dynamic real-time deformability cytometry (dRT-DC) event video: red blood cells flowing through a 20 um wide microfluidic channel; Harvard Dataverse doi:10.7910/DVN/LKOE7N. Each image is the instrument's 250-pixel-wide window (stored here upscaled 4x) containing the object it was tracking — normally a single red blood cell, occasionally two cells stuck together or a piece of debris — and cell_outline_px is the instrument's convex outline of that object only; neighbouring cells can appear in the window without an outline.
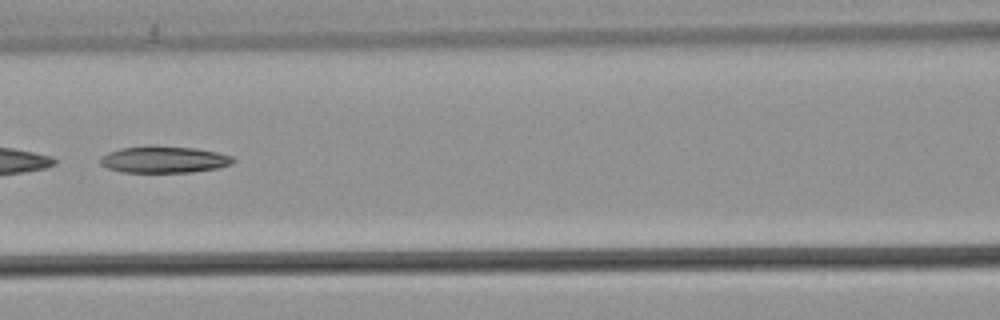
{"species": "common noctule bat (a hibernating species)", "species_latin": "Nyctalus noctula", "temperature_condition": "warm", "stored_images_in_passage": 46, "camera_frame_rate_fps": 3000, "um_per_image_px": 0.085, "animal": {"sex": "male", "body_mass_g": 21.5, "forearm_length_mm": 52.0}, "frame": {"image": 1, "passage_image": 18, "time_ms": 5.667, "image_size_px": [1000, 320], "cell_outline_px": [[236, 160], [232, 164], [216, 168], [192, 172], [120, 172], [108, 168], [100, 164], [100, 156], [108, 152], [120, 148], [148, 144], [152, 144], [196, 148], [216, 152], [232, 156]], "centroid_in_image_um": [13.9, 13.54], "position_along_channel_um": 152.7, "area_um2": 21.1}}
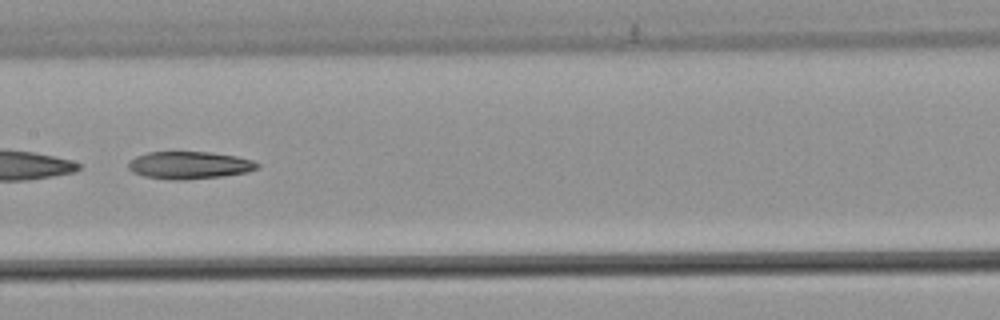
{"frame": {"image": 2, "passage_image": 21, "time_ms": 6.667, "image_size_px": [1000, 320], "cell_outline_px": [[260, 168], [248, 172], [224, 176], [184, 180], [172, 180], [144, 176], [132, 172], [128, 168], [128, 160], [136, 156], [148, 152], [212, 152], [236, 156], [252, 160], [260, 164]], "centroid_in_image_um": [16.1, 14.04], "position_along_channel_um": 191.3, "area_um2": 20.87}}